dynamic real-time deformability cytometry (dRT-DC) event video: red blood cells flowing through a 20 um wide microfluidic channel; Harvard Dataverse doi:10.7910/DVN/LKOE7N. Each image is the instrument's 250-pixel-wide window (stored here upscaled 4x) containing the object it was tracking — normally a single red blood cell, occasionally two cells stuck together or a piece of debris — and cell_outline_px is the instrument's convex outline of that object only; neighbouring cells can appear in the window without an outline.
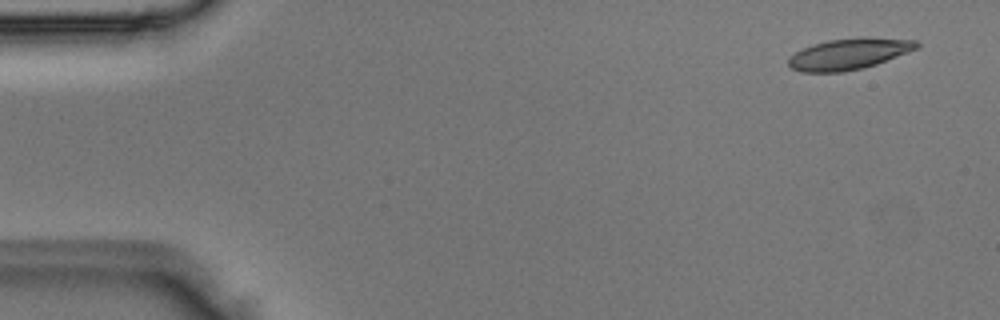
{"species": "Egyptian fruit bat (a non-hibernating species)", "species_latin": "Rousettus aegyptiacus", "temperature_condition": "room temperature", "stored_images_in_passage": 3, "camera_frame_rate_fps": 3000, "um_per_image_px": 0.085, "animal": {"sex": "male"}, "frame": {"image": 1, "passage_image": 1, "time_ms": 0.0, "image_size_px": [1000, 320], "cell_outline_px": [[920, 44], [916, 48], [908, 52], [876, 64], [864, 68], [844, 72], [800, 72], [792, 68], [788, 64], [788, 60], [796, 52], [812, 44], [828, 40], [860, 36], [916, 40]], "centroid_in_image_um": [72.17, 4.57], "position_along_channel_um": 12.8, "area_um2": 23.29}}
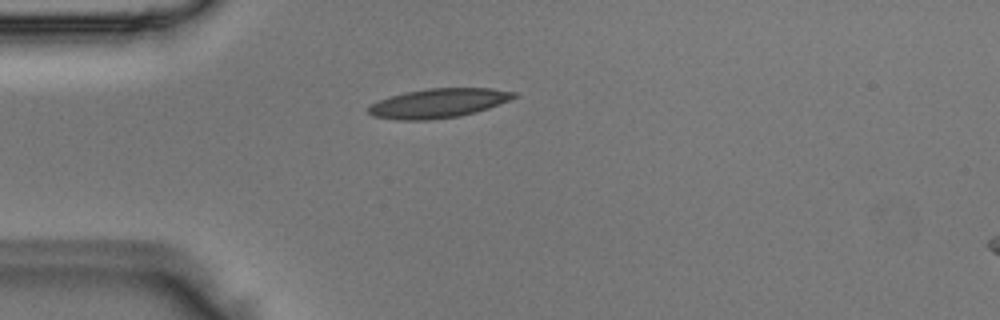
{"frame": {"image": 2, "passage_image": 3, "time_ms": 0.667, "image_size_px": [1000, 320], "cell_outline_px": [[516, 96], [508, 100], [488, 108], [476, 112], [460, 116], [428, 120], [400, 120], [372, 116], [368, 112], [368, 108], [372, 104], [380, 100], [404, 92], [428, 88], [492, 88], [516, 92]], "centroid_in_image_um": [37.26, 8.77], "position_along_channel_um": 47.7, "area_um2": 24.62}}